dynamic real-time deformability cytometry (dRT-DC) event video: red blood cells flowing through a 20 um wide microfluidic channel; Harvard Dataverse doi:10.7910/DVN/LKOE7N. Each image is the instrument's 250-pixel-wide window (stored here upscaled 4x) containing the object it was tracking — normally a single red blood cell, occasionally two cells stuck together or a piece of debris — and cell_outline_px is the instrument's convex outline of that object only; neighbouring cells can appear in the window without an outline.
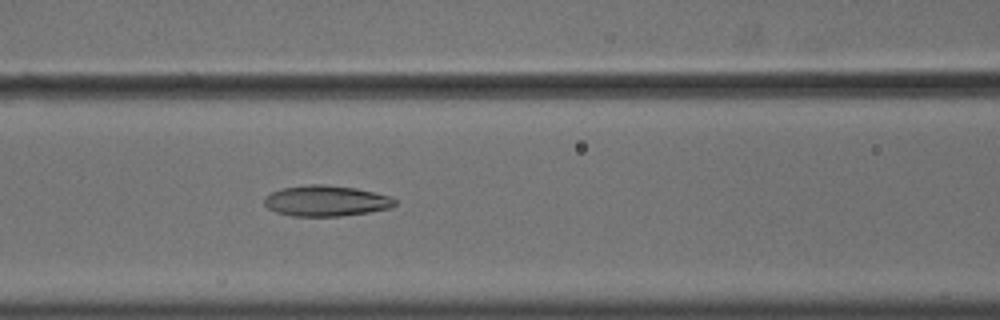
{"species": "common noctule bat (a hibernating species)", "species_latin": "Nyctalus noctula", "temperature_condition": "cold", "stored_images_in_passage": 50, "camera_frame_rate_fps": 3000, "um_per_image_px": 0.085, "animal": {"sex": "male", "body_mass_g": 18.8}, "frame": {"image": 1, "passage_image": 19, "time_ms": 6.0, "image_size_px": [1000, 320], "cell_outline_px": [[396, 204], [388, 208], [368, 212], [340, 216], [292, 216], [276, 212], [268, 208], [264, 204], [264, 196], [280, 188], [308, 184], [324, 184], [356, 188], [388, 196], [396, 200]], "centroid_in_image_um": [27.65, 17.07], "position_along_channel_um": 138.9, "area_um2": 23.35}}
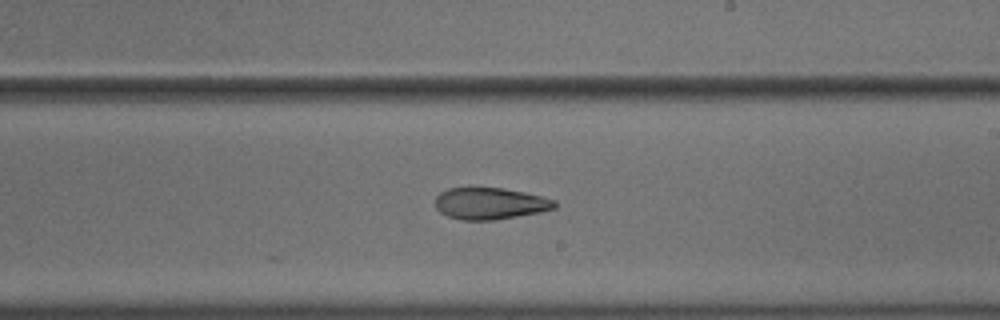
{"frame": {"image": 2, "passage_image": 28, "time_ms": 9.0, "image_size_px": [1000, 320], "cell_outline_px": [[556, 208], [540, 212], [496, 220], [460, 220], [448, 216], [440, 212], [436, 208], [436, 196], [440, 192], [448, 188], [504, 188], [524, 192], [556, 200]], "centroid_in_image_um": [41.65, 17.3], "position_along_channel_um": 247.3, "area_um2": 22.08}}
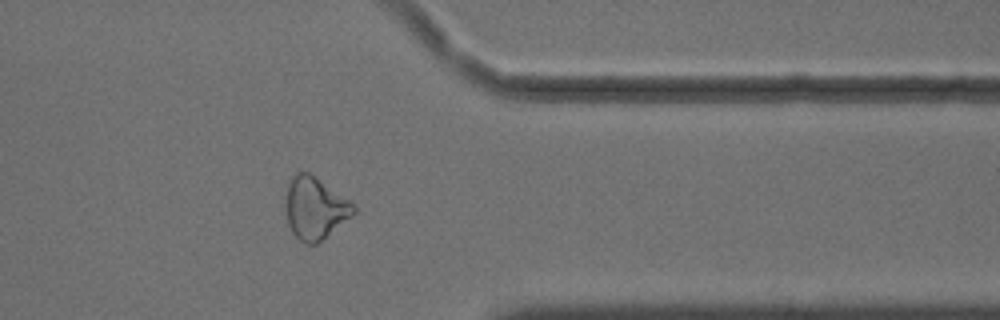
{"frame": {"image": 3, "passage_image": 40, "time_ms": 13.0, "image_size_px": [1000, 320], "cell_outline_px": [[356, 212], [352, 216], [316, 244], [308, 244], [300, 240], [292, 232], [288, 224], [284, 208], [284, 200], [288, 180], [296, 172], [308, 172], [352, 200], [356, 204]], "centroid_in_image_um": [26.76, 17.66], "position_along_channel_um": 384.6, "area_um2": 25.03}, "authors_computed_cell_mechanics": {"area_um2": 24.3627, "velocity_mm_per_s": 3.6149, "shape_relaxation_time_tau1_ms": null, "shape_relaxation_time_tau2_ms": 7.4473, "deformation_change_tau1": null, "deformation_change_tau2": 0.1609}}